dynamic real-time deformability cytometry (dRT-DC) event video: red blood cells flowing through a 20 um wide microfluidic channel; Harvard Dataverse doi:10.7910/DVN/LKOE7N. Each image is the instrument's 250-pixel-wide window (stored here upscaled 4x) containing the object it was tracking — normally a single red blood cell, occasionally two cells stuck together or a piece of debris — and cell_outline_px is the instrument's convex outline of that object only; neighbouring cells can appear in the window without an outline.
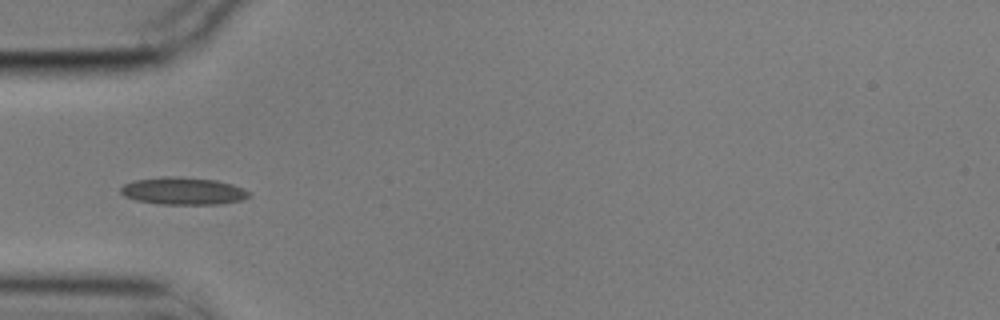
{"species": "common noctule bat (a hibernating species)", "species_latin": "Nyctalus noctula", "temperature_condition": "cold", "stored_images_in_passage": 40, "camera_frame_rate_fps": 3000, "um_per_image_px": 0.085, "animal": {"sex": "male", "body_mass_g": 17.9}, "frame": {"image": 1, "passage_image": 1, "time_ms": 0.0, "image_size_px": [1000, 320], "cell_outline_px": [[252, 196], [240, 200], [216, 204], [160, 204], [136, 200], [124, 196], [120, 192], [120, 188], [124, 184], [136, 180], [168, 176], [216, 180], [232, 184], [244, 188]], "centroid_in_image_um": [15.56, 16.24], "position_along_channel_um": 69.4, "area_um2": 20.23}}
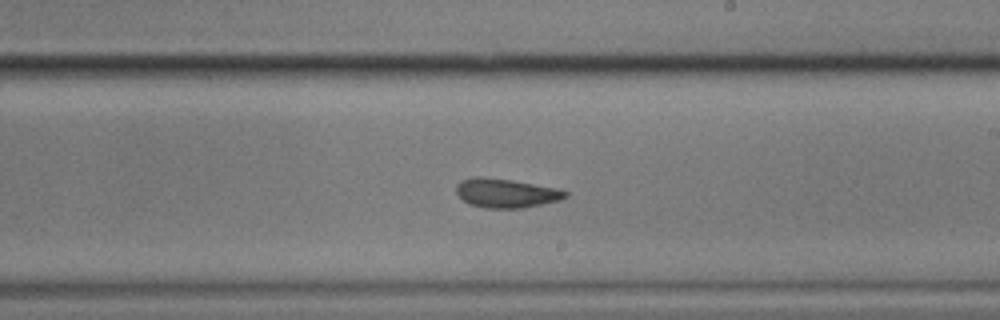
{"frame": {"image": 2, "passage_image": 16, "time_ms": 5.0, "image_size_px": [1000, 320], "cell_outline_px": [[568, 196], [560, 200], [520, 208], [484, 208], [472, 204], [464, 200], [456, 192], [456, 184], [460, 180], [472, 176], [480, 176], [512, 180], [556, 188], [568, 192]], "centroid_in_image_um": [42.98, 16.4], "position_along_channel_um": 246.0, "area_um2": 18.38}}
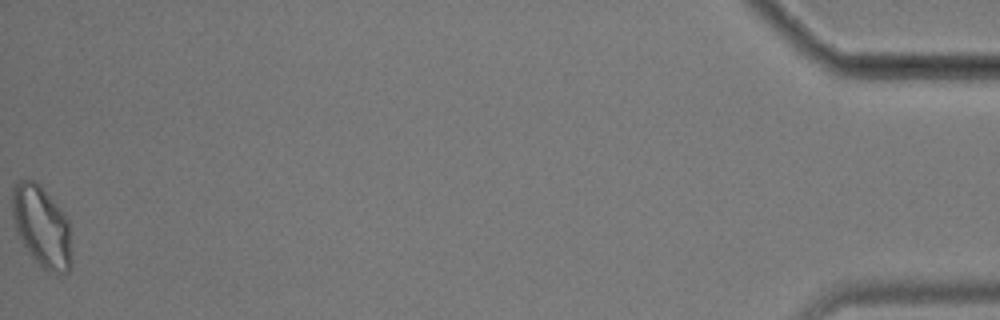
{"frame": {"image": 3, "passage_image": 40, "time_ms": 13.0, "image_size_px": [1000, 320], "cell_outline_px": [[72, 268], [68, 272], [56, 276], [48, 272], [28, 252], [20, 240], [16, 232], [12, 216], [12, 192], [16, 184], [24, 176], [36, 180], [40, 184], [60, 208], [68, 220], [72, 260]], "centroid_in_image_um": [3.55, 19.26], "position_along_channel_um": 431.7, "area_um2": 28.61}, "authors_computed_cell_mechanics": {"area_um2": 19.1896, "velocity_mm_per_s": 3.5183, "shape_relaxation_time_tau1_ms": 5.6734, "shape_relaxation_time_tau2_ms": 2.1032, "deformation_change_tau1": 0.1005, "deformation_change_tau2": 0.0693}}